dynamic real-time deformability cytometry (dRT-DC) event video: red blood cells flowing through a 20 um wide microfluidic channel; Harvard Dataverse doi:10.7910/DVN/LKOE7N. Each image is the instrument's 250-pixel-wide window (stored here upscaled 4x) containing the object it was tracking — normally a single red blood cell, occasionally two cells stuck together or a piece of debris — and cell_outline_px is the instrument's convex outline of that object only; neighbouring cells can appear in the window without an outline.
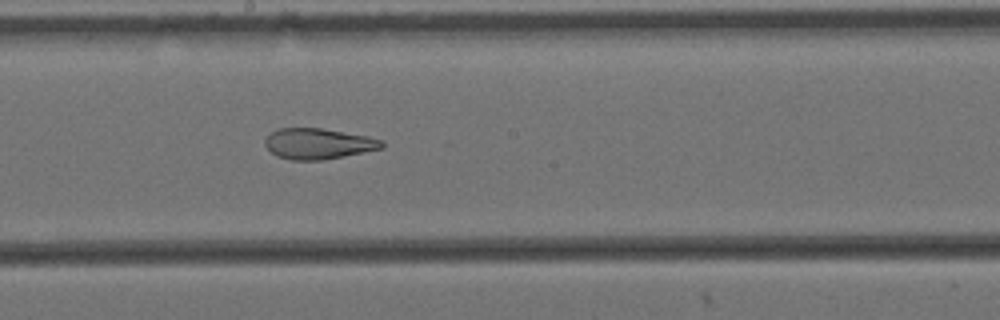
{"species": "Egyptian fruit bat (a non-hibernating species)", "species_latin": "Rousettus aegyptiacus", "temperature_condition": "cold", "stored_images_in_passage": 8, "camera_frame_rate_fps": 3000, "um_per_image_px": 0.085, "animal": {"sex": "female"}, "frame": {"image": 1, "passage_image": 8, "time_ms": 2.333, "image_size_px": [1000, 320], "cell_outline_px": [[384, 148], [324, 160], [292, 160], [276, 156], [264, 144], [264, 140], [272, 132], [280, 128], [320, 128], [368, 136], [384, 140]], "centroid_in_image_um": [27.08, 12.22], "position_along_channel_um": 221.1, "area_um2": 20.92}}